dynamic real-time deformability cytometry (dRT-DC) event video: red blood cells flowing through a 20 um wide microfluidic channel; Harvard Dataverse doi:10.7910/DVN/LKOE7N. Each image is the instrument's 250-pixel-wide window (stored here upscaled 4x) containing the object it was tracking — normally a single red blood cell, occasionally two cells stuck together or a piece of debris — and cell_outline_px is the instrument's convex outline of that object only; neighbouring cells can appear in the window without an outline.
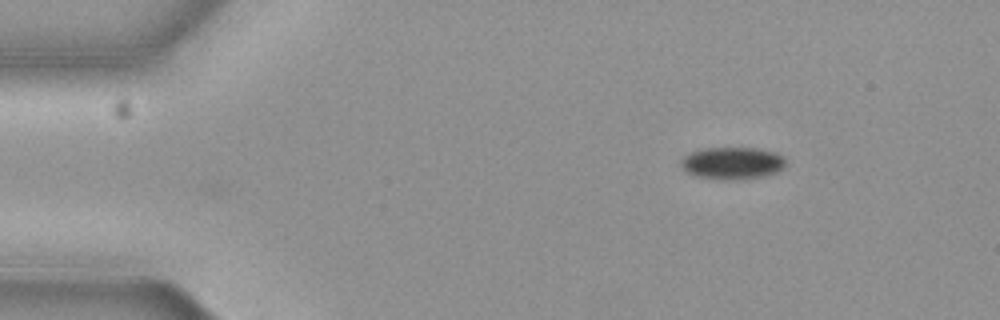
{"species": "common noctule bat (a hibernating species)", "species_latin": "Nyctalus noctula", "temperature_condition": "cold", "stored_images_in_passage": 41, "camera_frame_rate_fps": 3000, "um_per_image_px": 0.085, "animal": {"sex": "female", "body_mass_g": 19.3, "forearm_length_mm": 54.1}, "frame": {"image": 1, "passage_image": 1, "time_ms": 0.0, "image_size_px": [1000, 320], "cell_outline_px": [[788, 164], [784, 168], [776, 172], [764, 176], [696, 176], [680, 168], [680, 160], [684, 156], [692, 152], [704, 148], [756, 148], [776, 152], [784, 156]], "centroid_in_image_um": [62.29, 13.79], "position_along_channel_um": 22.7, "area_um2": 18.79}}
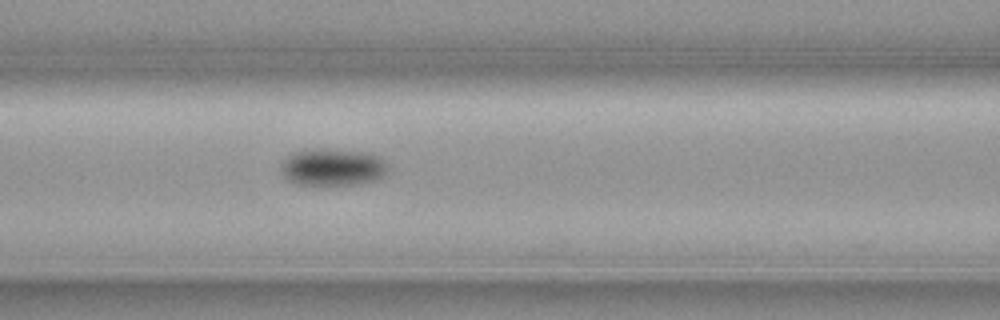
{"frame": {"image": 2, "passage_image": 17, "time_ms": 5.333, "image_size_px": [1000, 320], "cell_outline_px": [[388, 172], [384, 176], [376, 180], [356, 184], [292, 184], [280, 172], [280, 164], [292, 152], [308, 148], [316, 148], [368, 152], [380, 156], [388, 164]], "centroid_in_image_um": [28.27, 14.19], "position_along_channel_um": 138.3, "area_um2": 23.58}}
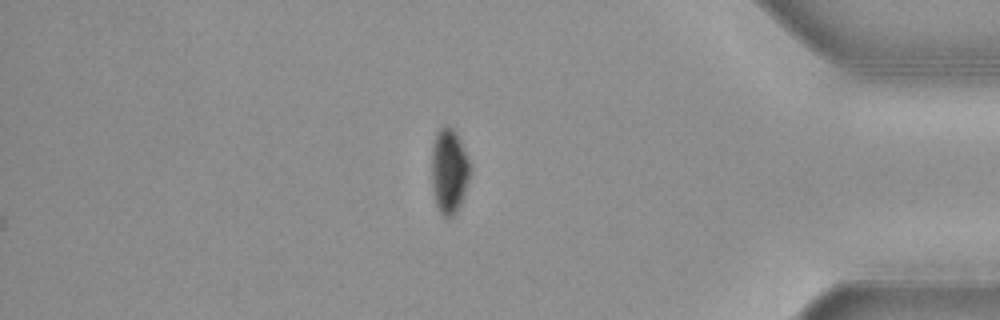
{"frame": {"image": 3, "passage_image": 41, "time_ms": 13.333, "image_size_px": [1000, 320], "cell_outline_px": [[468, 180], [460, 204], [456, 212], [452, 216], [444, 216], [440, 212], [436, 204], [432, 188], [432, 144], [436, 132], [444, 124], [452, 128], [456, 132], [468, 160]], "centroid_in_image_um": [38.13, 14.5], "position_along_channel_um": 397.1, "area_um2": 18.55}, "authors_computed_cell_mechanics": {"area_um2": 21.7328, "velocity_mm_per_s": 3.6778, "shape_relaxation_time_tau1_ms": 1.7789, "shape_relaxation_time_tau2_ms": null, "deformation_change_tau1": 0.0703, "deformation_change_tau2": null}}